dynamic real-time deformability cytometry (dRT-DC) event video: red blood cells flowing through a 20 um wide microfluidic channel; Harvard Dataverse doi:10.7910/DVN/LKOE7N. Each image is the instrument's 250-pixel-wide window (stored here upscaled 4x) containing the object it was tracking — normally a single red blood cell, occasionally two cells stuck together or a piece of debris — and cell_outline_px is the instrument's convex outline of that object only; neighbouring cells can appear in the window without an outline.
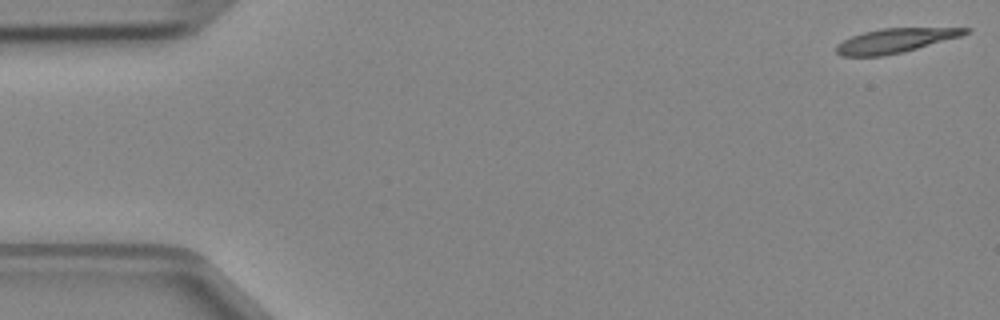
{"species": "Egyptian fruit bat (a non-hibernating species)", "species_latin": "Rousettus aegyptiacus", "temperature_condition": "cold", "stored_images_in_passage": 47, "camera_frame_rate_fps": 3000, "um_per_image_px": 0.085, "animal": {"sex": "female"}, "frame": {"image": 1, "passage_image": 1, "time_ms": 0.0, "image_size_px": [1000, 320], "cell_outline_px": [[972, 28], [968, 32], [960, 36], [904, 52], [884, 56], [840, 56], [836, 52], [836, 44], [852, 36], [864, 32], [880, 28]], "centroid_in_image_um": [76.05, 3.46], "position_along_channel_um": 9.0, "area_um2": 18.15}}
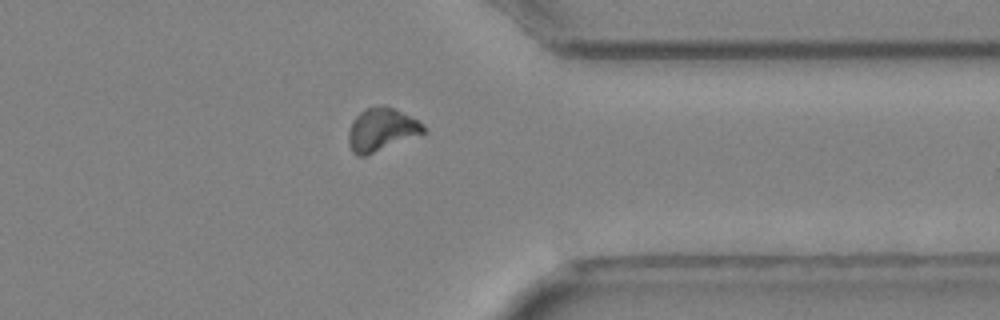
{"frame": {"image": 2, "passage_image": 37, "time_ms": 12.0, "image_size_px": [1000, 320], "cell_outline_px": [[428, 132], [364, 156], [356, 156], [352, 152], [348, 144], [348, 132], [352, 120], [364, 108], [384, 104], [396, 108], [424, 124]], "centroid_in_image_um": [32.43, 11.0], "position_along_channel_um": 379.0, "area_um2": 19.13}}
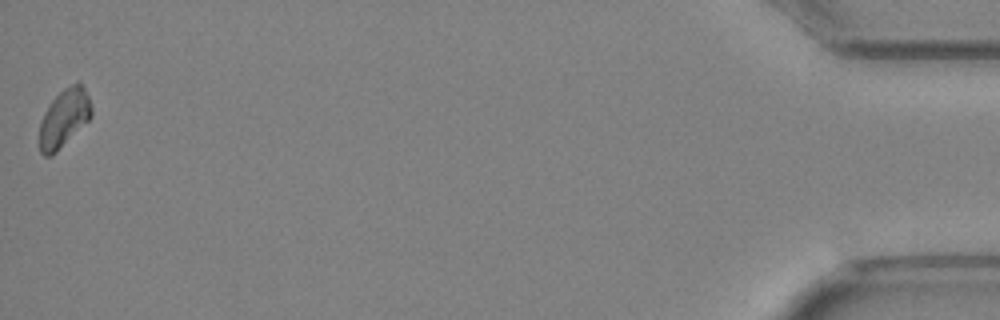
{"frame": {"image": 3, "passage_image": 47, "time_ms": 15.333, "image_size_px": [1000, 320], "cell_outline_px": [[92, 116], [52, 156], [44, 156], [40, 152], [40, 120], [44, 112], [52, 100], [64, 88], [76, 80], [80, 80], [88, 96], [92, 108]], "centroid_in_image_um": [5.45, 10.0], "position_along_channel_um": 429.8, "area_um2": 17.51}}